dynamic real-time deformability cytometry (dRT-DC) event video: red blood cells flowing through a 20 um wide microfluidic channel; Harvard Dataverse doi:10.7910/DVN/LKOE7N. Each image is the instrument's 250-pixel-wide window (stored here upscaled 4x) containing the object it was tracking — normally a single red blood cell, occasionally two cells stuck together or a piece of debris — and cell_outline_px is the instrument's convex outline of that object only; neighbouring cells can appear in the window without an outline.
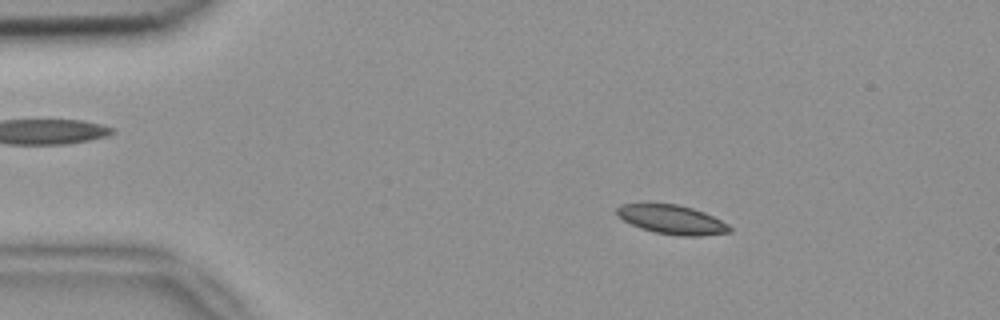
{"species": "common noctule bat (a hibernating species)", "species_latin": "Nyctalus noctula", "temperature_condition": "room temperature", "stored_images_in_passage": 5, "camera_frame_rate_fps": 3000, "um_per_image_px": 0.085, "animal": {"sex": "female", "body_mass_g": 18.4}, "frame": {"image": 1, "passage_image": 2, "time_ms": 0.333, "image_size_px": [1000, 320], "cell_outline_px": [[732, 232], [700, 236], [680, 236], [656, 232], [640, 228], [616, 216], [616, 208], [620, 204], [676, 204], [692, 208], [704, 212], [728, 224], [732, 228]], "centroid_in_image_um": [57.12, 18.67], "position_along_channel_um": 27.9, "area_um2": 19.02}}
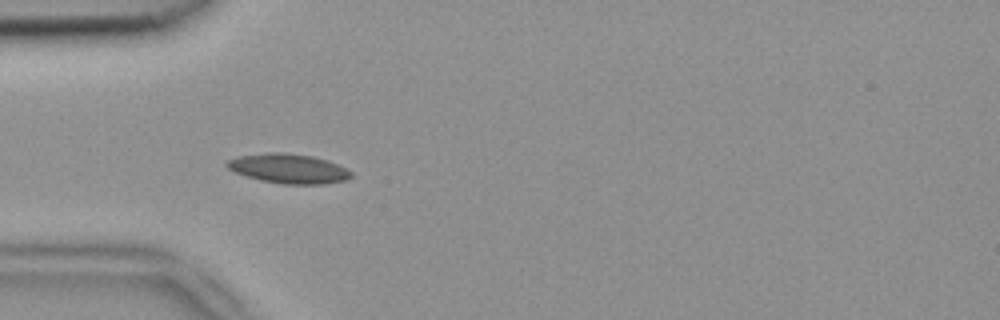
{"frame": {"image": 2, "passage_image": 4, "time_ms": 1.0, "image_size_px": [1000, 320], "cell_outline_px": [[352, 176], [344, 180], [324, 184], [280, 184], [260, 180], [236, 172], [228, 168], [224, 164], [228, 160], [236, 156], [268, 152], [284, 152], [312, 156], [328, 160], [352, 172]], "centroid_in_image_um": [24.5, 14.32], "position_along_channel_um": 60.5, "area_um2": 21.33}}